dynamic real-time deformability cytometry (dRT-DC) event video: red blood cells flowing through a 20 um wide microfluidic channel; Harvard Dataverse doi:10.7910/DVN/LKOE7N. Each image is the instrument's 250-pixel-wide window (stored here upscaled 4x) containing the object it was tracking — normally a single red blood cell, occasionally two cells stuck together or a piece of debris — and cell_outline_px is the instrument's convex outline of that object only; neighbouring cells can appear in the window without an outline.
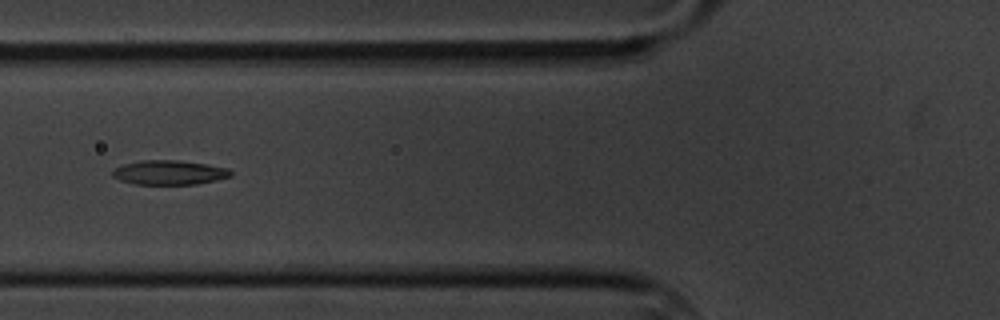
{"species": "common noctule bat (a hibernating species)", "species_latin": "Nyctalus noctula", "temperature_condition": "cold", "stored_images_in_passage": 10, "camera_frame_rate_fps": 3000, "um_per_image_px": 0.085, "animal": {"sex": "male", "body_mass_g": 20.1, "forearm_length_mm": 53.5}, "frame": {"image": 1, "passage_image": 6, "time_ms": 6.0, "image_size_px": [1000, 320], "cell_outline_px": [[232, 176], [216, 180], [196, 184], [132, 184], [120, 180], [112, 176], [112, 172], [116, 168], [124, 164], [144, 160], [176, 160], [208, 164], [228, 168], [232, 172]], "centroid_in_image_um": [14.41, 14.66], "position_along_channel_um": 111.4, "area_um2": 16.76}}
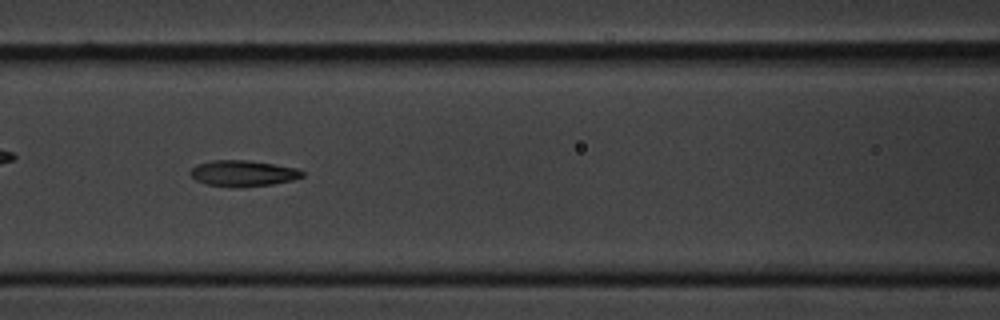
{"frame": {"image": 2, "passage_image": 7, "time_ms": 7.0, "image_size_px": [1000, 320], "cell_outline_px": [[304, 176], [292, 180], [272, 184], [240, 188], [204, 184], [196, 180], [188, 172], [192, 168], [200, 164], [212, 160], [244, 160], [272, 164], [296, 168], [304, 172]], "centroid_in_image_um": [20.64, 14.75], "position_along_channel_um": 146.0, "area_um2": 16.88}}
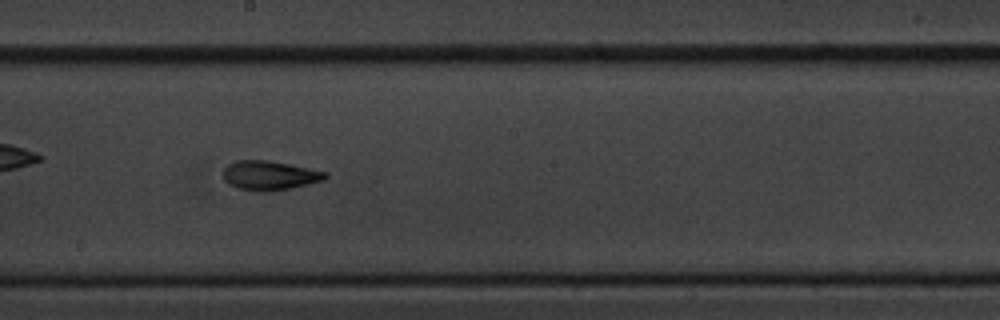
{"frame": {"image": 3, "passage_image": 9, "time_ms": 9.333, "image_size_px": [1000, 320], "cell_outline_px": [[328, 176], [324, 180], [308, 184], [268, 192], [256, 192], [236, 188], [228, 184], [224, 180], [224, 168], [228, 164], [236, 160], [268, 160], [328, 172]], "centroid_in_image_um": [22.89, 14.92], "position_along_channel_um": 225.3, "area_um2": 17.51}}